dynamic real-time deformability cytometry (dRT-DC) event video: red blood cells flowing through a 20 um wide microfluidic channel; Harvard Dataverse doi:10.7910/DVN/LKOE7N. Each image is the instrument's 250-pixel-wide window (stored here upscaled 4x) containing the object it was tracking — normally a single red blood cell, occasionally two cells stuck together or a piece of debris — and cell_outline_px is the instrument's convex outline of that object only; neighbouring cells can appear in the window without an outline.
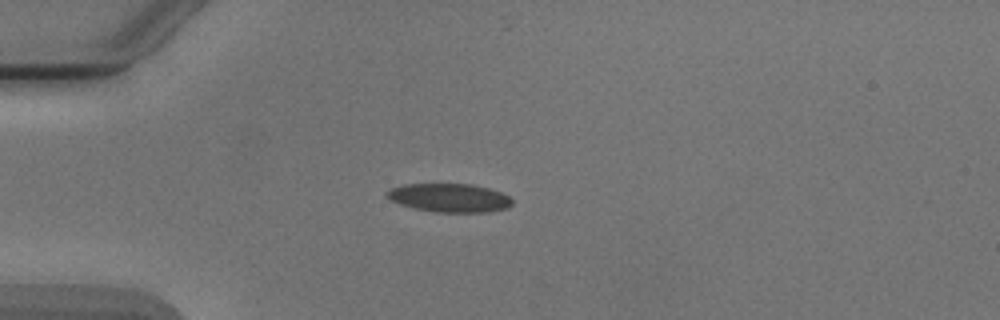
{"species": "Egyptian fruit bat (a non-hibernating species)", "species_latin": "Rousettus aegyptiacus", "temperature_condition": "cold", "stored_images_in_passage": 3, "camera_frame_rate_fps": 3000, "um_per_image_px": 0.085, "animal": {"sex": "male"}, "frame": {"image": 1, "passage_image": 1, "time_ms": 0.0, "image_size_px": [1000, 320], "cell_outline_px": [[512, 204], [508, 208], [488, 212], [436, 212], [412, 208], [400, 204], [384, 196], [384, 192], [392, 188], [404, 184], [472, 184], [488, 188], [500, 192], [508, 196], [512, 200]], "centroid_in_image_um": [38.18, 16.81], "position_along_channel_um": 46.8, "area_um2": 20.92}}
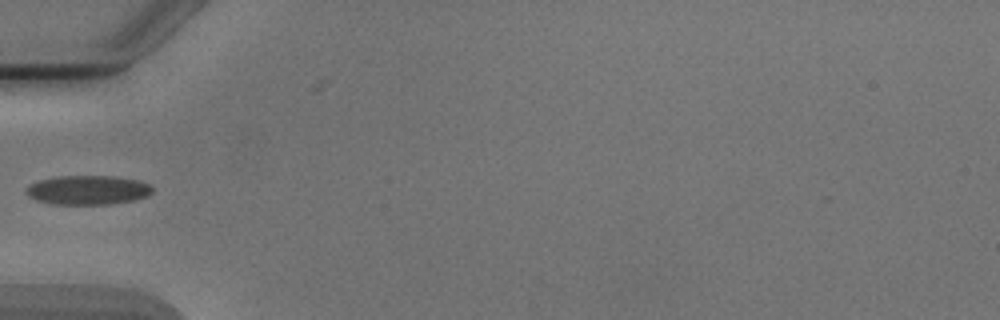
{"frame": {"image": 2, "passage_image": 2, "time_ms": 1.333, "image_size_px": [1000, 320], "cell_outline_px": [[152, 192], [148, 196], [132, 200], [112, 204], [52, 204], [36, 200], [28, 196], [24, 192], [24, 188], [40, 180], [60, 176], [112, 176], [140, 180], [148, 184], [152, 188]], "centroid_in_image_um": [7.45, 16.15], "position_along_channel_um": 77.5, "area_um2": 21.5}}
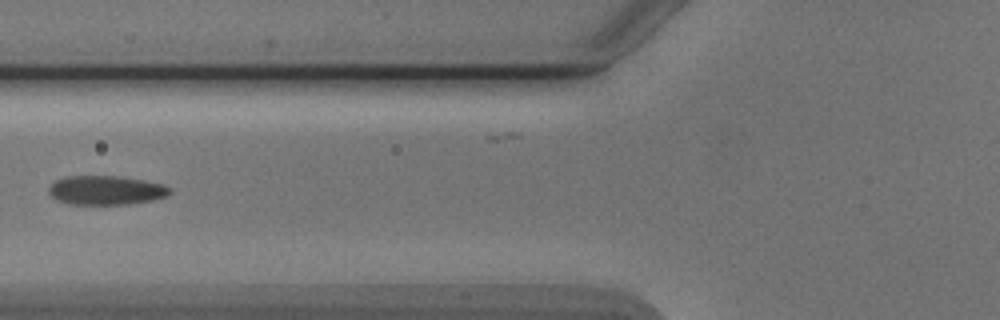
{"frame": {"image": 3, "passage_image": 3, "time_ms": 2.333, "image_size_px": [1000, 320], "cell_outline_px": [[172, 192], [168, 196], [152, 200], [128, 204], [68, 204], [56, 200], [48, 192], [48, 188], [56, 180], [64, 176], [116, 176], [144, 180], [164, 184], [172, 188]], "centroid_in_image_um": [9.03, 16.17], "position_along_channel_um": 116.8, "area_um2": 20.69}}